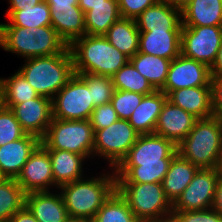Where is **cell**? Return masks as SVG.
<instances>
[{
	"instance_id": "1f68e13d",
	"label": "cell",
	"mask_w": 222,
	"mask_h": 222,
	"mask_svg": "<svg viewBox=\"0 0 222 222\" xmlns=\"http://www.w3.org/2000/svg\"><path fill=\"white\" fill-rule=\"evenodd\" d=\"M26 205V193L15 178H7L0 184V222L9 219Z\"/></svg>"
},
{
	"instance_id": "7402d4cb",
	"label": "cell",
	"mask_w": 222,
	"mask_h": 222,
	"mask_svg": "<svg viewBox=\"0 0 222 222\" xmlns=\"http://www.w3.org/2000/svg\"><path fill=\"white\" fill-rule=\"evenodd\" d=\"M51 26L69 46L86 34L84 12L79 6L50 8Z\"/></svg>"
},
{
	"instance_id": "9a60e30c",
	"label": "cell",
	"mask_w": 222,
	"mask_h": 222,
	"mask_svg": "<svg viewBox=\"0 0 222 222\" xmlns=\"http://www.w3.org/2000/svg\"><path fill=\"white\" fill-rule=\"evenodd\" d=\"M26 194L49 191L54 185L49 152L40 144L28 158L21 173L16 178Z\"/></svg>"
},
{
	"instance_id": "8992f818",
	"label": "cell",
	"mask_w": 222,
	"mask_h": 222,
	"mask_svg": "<svg viewBox=\"0 0 222 222\" xmlns=\"http://www.w3.org/2000/svg\"><path fill=\"white\" fill-rule=\"evenodd\" d=\"M24 61L18 70L39 95L51 100L75 74L69 49L57 55L31 57Z\"/></svg>"
},
{
	"instance_id": "ee69618b",
	"label": "cell",
	"mask_w": 222,
	"mask_h": 222,
	"mask_svg": "<svg viewBox=\"0 0 222 222\" xmlns=\"http://www.w3.org/2000/svg\"><path fill=\"white\" fill-rule=\"evenodd\" d=\"M10 7L8 10H24L32 8L42 0H8Z\"/></svg>"
},
{
	"instance_id": "f35d334b",
	"label": "cell",
	"mask_w": 222,
	"mask_h": 222,
	"mask_svg": "<svg viewBox=\"0 0 222 222\" xmlns=\"http://www.w3.org/2000/svg\"><path fill=\"white\" fill-rule=\"evenodd\" d=\"M176 222H222V217L212 208L206 210L172 213Z\"/></svg>"
},
{
	"instance_id": "7dc6e473",
	"label": "cell",
	"mask_w": 222,
	"mask_h": 222,
	"mask_svg": "<svg viewBox=\"0 0 222 222\" xmlns=\"http://www.w3.org/2000/svg\"><path fill=\"white\" fill-rule=\"evenodd\" d=\"M105 0H79L78 6L85 13L90 10V6L98 5L99 3H104Z\"/></svg>"
},
{
	"instance_id": "5bb4252c",
	"label": "cell",
	"mask_w": 222,
	"mask_h": 222,
	"mask_svg": "<svg viewBox=\"0 0 222 222\" xmlns=\"http://www.w3.org/2000/svg\"><path fill=\"white\" fill-rule=\"evenodd\" d=\"M10 108L27 134L42 139L53 119L52 100L39 95L37 98L16 105H2Z\"/></svg>"
},
{
	"instance_id": "ab89813d",
	"label": "cell",
	"mask_w": 222,
	"mask_h": 222,
	"mask_svg": "<svg viewBox=\"0 0 222 222\" xmlns=\"http://www.w3.org/2000/svg\"><path fill=\"white\" fill-rule=\"evenodd\" d=\"M158 0H118L121 18L136 19L146 8Z\"/></svg>"
},
{
	"instance_id": "603a6c76",
	"label": "cell",
	"mask_w": 222,
	"mask_h": 222,
	"mask_svg": "<svg viewBox=\"0 0 222 222\" xmlns=\"http://www.w3.org/2000/svg\"><path fill=\"white\" fill-rule=\"evenodd\" d=\"M135 21L140 32H150L153 28L182 29L181 11L160 2L146 8Z\"/></svg>"
},
{
	"instance_id": "816d5d0a",
	"label": "cell",
	"mask_w": 222,
	"mask_h": 222,
	"mask_svg": "<svg viewBox=\"0 0 222 222\" xmlns=\"http://www.w3.org/2000/svg\"><path fill=\"white\" fill-rule=\"evenodd\" d=\"M191 0H178V9L181 11L184 7H186Z\"/></svg>"
},
{
	"instance_id": "6da1fadb",
	"label": "cell",
	"mask_w": 222,
	"mask_h": 222,
	"mask_svg": "<svg viewBox=\"0 0 222 222\" xmlns=\"http://www.w3.org/2000/svg\"><path fill=\"white\" fill-rule=\"evenodd\" d=\"M177 147L158 134H140L127 155L113 169L116 184L162 183Z\"/></svg>"
},
{
	"instance_id": "7a4b0ae2",
	"label": "cell",
	"mask_w": 222,
	"mask_h": 222,
	"mask_svg": "<svg viewBox=\"0 0 222 222\" xmlns=\"http://www.w3.org/2000/svg\"><path fill=\"white\" fill-rule=\"evenodd\" d=\"M68 47L76 74L112 77L130 61V58L111 45L104 35L85 34Z\"/></svg>"
},
{
	"instance_id": "bcb514c9",
	"label": "cell",
	"mask_w": 222,
	"mask_h": 222,
	"mask_svg": "<svg viewBox=\"0 0 222 222\" xmlns=\"http://www.w3.org/2000/svg\"><path fill=\"white\" fill-rule=\"evenodd\" d=\"M50 8L78 6L79 0H46Z\"/></svg>"
},
{
	"instance_id": "c3c4849f",
	"label": "cell",
	"mask_w": 222,
	"mask_h": 222,
	"mask_svg": "<svg viewBox=\"0 0 222 222\" xmlns=\"http://www.w3.org/2000/svg\"><path fill=\"white\" fill-rule=\"evenodd\" d=\"M139 222H176V220L173 215H170L161 219L144 220V221H139Z\"/></svg>"
},
{
	"instance_id": "d590c367",
	"label": "cell",
	"mask_w": 222,
	"mask_h": 222,
	"mask_svg": "<svg viewBox=\"0 0 222 222\" xmlns=\"http://www.w3.org/2000/svg\"><path fill=\"white\" fill-rule=\"evenodd\" d=\"M25 134L10 108L0 104V146L18 140Z\"/></svg>"
},
{
	"instance_id": "d6a6232c",
	"label": "cell",
	"mask_w": 222,
	"mask_h": 222,
	"mask_svg": "<svg viewBox=\"0 0 222 222\" xmlns=\"http://www.w3.org/2000/svg\"><path fill=\"white\" fill-rule=\"evenodd\" d=\"M111 79L117 90L132 91L142 95L155 91L150 82L138 72L130 61L122 66Z\"/></svg>"
},
{
	"instance_id": "d6986e66",
	"label": "cell",
	"mask_w": 222,
	"mask_h": 222,
	"mask_svg": "<svg viewBox=\"0 0 222 222\" xmlns=\"http://www.w3.org/2000/svg\"><path fill=\"white\" fill-rule=\"evenodd\" d=\"M167 100L198 119L214 116L212 111L211 86L173 90L167 95Z\"/></svg>"
},
{
	"instance_id": "2e32d148",
	"label": "cell",
	"mask_w": 222,
	"mask_h": 222,
	"mask_svg": "<svg viewBox=\"0 0 222 222\" xmlns=\"http://www.w3.org/2000/svg\"><path fill=\"white\" fill-rule=\"evenodd\" d=\"M197 120L198 118L191 113L166 100L162 106L154 133L171 140L177 146L187 137Z\"/></svg>"
},
{
	"instance_id": "db71d44e",
	"label": "cell",
	"mask_w": 222,
	"mask_h": 222,
	"mask_svg": "<svg viewBox=\"0 0 222 222\" xmlns=\"http://www.w3.org/2000/svg\"><path fill=\"white\" fill-rule=\"evenodd\" d=\"M6 179H7L6 176L0 170V184Z\"/></svg>"
},
{
	"instance_id": "7bdbcfd3",
	"label": "cell",
	"mask_w": 222,
	"mask_h": 222,
	"mask_svg": "<svg viewBox=\"0 0 222 222\" xmlns=\"http://www.w3.org/2000/svg\"><path fill=\"white\" fill-rule=\"evenodd\" d=\"M211 208L222 217V180L220 178L216 184L214 200Z\"/></svg>"
},
{
	"instance_id": "3957f363",
	"label": "cell",
	"mask_w": 222,
	"mask_h": 222,
	"mask_svg": "<svg viewBox=\"0 0 222 222\" xmlns=\"http://www.w3.org/2000/svg\"><path fill=\"white\" fill-rule=\"evenodd\" d=\"M70 217L94 219L98 210L116 191L115 172L82 178L59 187Z\"/></svg>"
},
{
	"instance_id": "8d00e7d4",
	"label": "cell",
	"mask_w": 222,
	"mask_h": 222,
	"mask_svg": "<svg viewBox=\"0 0 222 222\" xmlns=\"http://www.w3.org/2000/svg\"><path fill=\"white\" fill-rule=\"evenodd\" d=\"M143 97L144 95L139 93L115 89L110 103L113 105L119 119L128 120Z\"/></svg>"
},
{
	"instance_id": "ffe728a7",
	"label": "cell",
	"mask_w": 222,
	"mask_h": 222,
	"mask_svg": "<svg viewBox=\"0 0 222 222\" xmlns=\"http://www.w3.org/2000/svg\"><path fill=\"white\" fill-rule=\"evenodd\" d=\"M26 206L38 222H66L69 217L61 193H28Z\"/></svg>"
},
{
	"instance_id": "b9f144b4",
	"label": "cell",
	"mask_w": 222,
	"mask_h": 222,
	"mask_svg": "<svg viewBox=\"0 0 222 222\" xmlns=\"http://www.w3.org/2000/svg\"><path fill=\"white\" fill-rule=\"evenodd\" d=\"M8 222H38L32 212L25 205L21 210L16 212Z\"/></svg>"
},
{
	"instance_id": "836d02e7",
	"label": "cell",
	"mask_w": 222,
	"mask_h": 222,
	"mask_svg": "<svg viewBox=\"0 0 222 222\" xmlns=\"http://www.w3.org/2000/svg\"><path fill=\"white\" fill-rule=\"evenodd\" d=\"M94 220L96 222H139L127 201L117 190L98 210Z\"/></svg>"
},
{
	"instance_id": "52a82bcc",
	"label": "cell",
	"mask_w": 222,
	"mask_h": 222,
	"mask_svg": "<svg viewBox=\"0 0 222 222\" xmlns=\"http://www.w3.org/2000/svg\"><path fill=\"white\" fill-rule=\"evenodd\" d=\"M94 134L90 120L53 118L47 133L41 139V145L46 150H66L85 158H93Z\"/></svg>"
},
{
	"instance_id": "f6af8a7d",
	"label": "cell",
	"mask_w": 222,
	"mask_h": 222,
	"mask_svg": "<svg viewBox=\"0 0 222 222\" xmlns=\"http://www.w3.org/2000/svg\"><path fill=\"white\" fill-rule=\"evenodd\" d=\"M211 77L222 76V42L219 47L215 62L210 67Z\"/></svg>"
},
{
	"instance_id": "9c48e42d",
	"label": "cell",
	"mask_w": 222,
	"mask_h": 222,
	"mask_svg": "<svg viewBox=\"0 0 222 222\" xmlns=\"http://www.w3.org/2000/svg\"><path fill=\"white\" fill-rule=\"evenodd\" d=\"M95 106L86 74H74L52 99L53 118L61 120H89Z\"/></svg>"
},
{
	"instance_id": "83f0119b",
	"label": "cell",
	"mask_w": 222,
	"mask_h": 222,
	"mask_svg": "<svg viewBox=\"0 0 222 222\" xmlns=\"http://www.w3.org/2000/svg\"><path fill=\"white\" fill-rule=\"evenodd\" d=\"M120 18L118 0H105L90 6V10L84 13L86 34L104 35Z\"/></svg>"
},
{
	"instance_id": "e575fe53",
	"label": "cell",
	"mask_w": 222,
	"mask_h": 222,
	"mask_svg": "<svg viewBox=\"0 0 222 222\" xmlns=\"http://www.w3.org/2000/svg\"><path fill=\"white\" fill-rule=\"evenodd\" d=\"M86 85L95 107L111 102L115 87L110 76L86 74Z\"/></svg>"
},
{
	"instance_id": "5b68a950",
	"label": "cell",
	"mask_w": 222,
	"mask_h": 222,
	"mask_svg": "<svg viewBox=\"0 0 222 222\" xmlns=\"http://www.w3.org/2000/svg\"><path fill=\"white\" fill-rule=\"evenodd\" d=\"M177 154L199 168H218L222 157V119H198L177 146Z\"/></svg>"
},
{
	"instance_id": "ba28073f",
	"label": "cell",
	"mask_w": 222,
	"mask_h": 222,
	"mask_svg": "<svg viewBox=\"0 0 222 222\" xmlns=\"http://www.w3.org/2000/svg\"><path fill=\"white\" fill-rule=\"evenodd\" d=\"M116 190L139 221L161 219L173 213L162 183L116 184Z\"/></svg>"
},
{
	"instance_id": "7c38bea8",
	"label": "cell",
	"mask_w": 222,
	"mask_h": 222,
	"mask_svg": "<svg viewBox=\"0 0 222 222\" xmlns=\"http://www.w3.org/2000/svg\"><path fill=\"white\" fill-rule=\"evenodd\" d=\"M218 180L217 168H199L190 184L172 204V212L210 209Z\"/></svg>"
},
{
	"instance_id": "4dcf8cb0",
	"label": "cell",
	"mask_w": 222,
	"mask_h": 222,
	"mask_svg": "<svg viewBox=\"0 0 222 222\" xmlns=\"http://www.w3.org/2000/svg\"><path fill=\"white\" fill-rule=\"evenodd\" d=\"M50 6L46 1H41L32 8L24 10H8L6 16L9 23H0V26H19L39 28L51 26Z\"/></svg>"
},
{
	"instance_id": "4fadbf2b",
	"label": "cell",
	"mask_w": 222,
	"mask_h": 222,
	"mask_svg": "<svg viewBox=\"0 0 222 222\" xmlns=\"http://www.w3.org/2000/svg\"><path fill=\"white\" fill-rule=\"evenodd\" d=\"M211 78L208 65L180 54L171 60L161 91L168 95L171 91L181 88L211 86Z\"/></svg>"
},
{
	"instance_id": "4316f807",
	"label": "cell",
	"mask_w": 222,
	"mask_h": 222,
	"mask_svg": "<svg viewBox=\"0 0 222 222\" xmlns=\"http://www.w3.org/2000/svg\"><path fill=\"white\" fill-rule=\"evenodd\" d=\"M140 31L134 19L120 18L104 34L111 45L129 58L139 50Z\"/></svg>"
},
{
	"instance_id": "44dd1931",
	"label": "cell",
	"mask_w": 222,
	"mask_h": 222,
	"mask_svg": "<svg viewBox=\"0 0 222 222\" xmlns=\"http://www.w3.org/2000/svg\"><path fill=\"white\" fill-rule=\"evenodd\" d=\"M167 95L161 90H155L153 93L144 95L141 103L128 119L129 123L139 134L154 133L161 109Z\"/></svg>"
},
{
	"instance_id": "f5cc1de1",
	"label": "cell",
	"mask_w": 222,
	"mask_h": 222,
	"mask_svg": "<svg viewBox=\"0 0 222 222\" xmlns=\"http://www.w3.org/2000/svg\"><path fill=\"white\" fill-rule=\"evenodd\" d=\"M218 171H219V178L222 180V157L219 161V165H218Z\"/></svg>"
},
{
	"instance_id": "d4e9b609",
	"label": "cell",
	"mask_w": 222,
	"mask_h": 222,
	"mask_svg": "<svg viewBox=\"0 0 222 222\" xmlns=\"http://www.w3.org/2000/svg\"><path fill=\"white\" fill-rule=\"evenodd\" d=\"M199 167L181 158L172 159L162 185L166 198L173 204L192 181Z\"/></svg>"
},
{
	"instance_id": "277c9868",
	"label": "cell",
	"mask_w": 222,
	"mask_h": 222,
	"mask_svg": "<svg viewBox=\"0 0 222 222\" xmlns=\"http://www.w3.org/2000/svg\"><path fill=\"white\" fill-rule=\"evenodd\" d=\"M0 47L25 59L57 55L69 47L52 26H0Z\"/></svg>"
},
{
	"instance_id": "ac0fdd59",
	"label": "cell",
	"mask_w": 222,
	"mask_h": 222,
	"mask_svg": "<svg viewBox=\"0 0 222 222\" xmlns=\"http://www.w3.org/2000/svg\"><path fill=\"white\" fill-rule=\"evenodd\" d=\"M138 52L173 60L181 54V29L140 32Z\"/></svg>"
},
{
	"instance_id": "60d3db41",
	"label": "cell",
	"mask_w": 222,
	"mask_h": 222,
	"mask_svg": "<svg viewBox=\"0 0 222 222\" xmlns=\"http://www.w3.org/2000/svg\"><path fill=\"white\" fill-rule=\"evenodd\" d=\"M211 99L213 115L222 119V76L211 78Z\"/></svg>"
},
{
	"instance_id": "e0dca14e",
	"label": "cell",
	"mask_w": 222,
	"mask_h": 222,
	"mask_svg": "<svg viewBox=\"0 0 222 222\" xmlns=\"http://www.w3.org/2000/svg\"><path fill=\"white\" fill-rule=\"evenodd\" d=\"M41 144V139L32 134L0 146V170L6 178H17L28 158Z\"/></svg>"
},
{
	"instance_id": "8fae6325",
	"label": "cell",
	"mask_w": 222,
	"mask_h": 222,
	"mask_svg": "<svg viewBox=\"0 0 222 222\" xmlns=\"http://www.w3.org/2000/svg\"><path fill=\"white\" fill-rule=\"evenodd\" d=\"M222 42V26H182L181 54L209 67Z\"/></svg>"
},
{
	"instance_id": "f546056e",
	"label": "cell",
	"mask_w": 222,
	"mask_h": 222,
	"mask_svg": "<svg viewBox=\"0 0 222 222\" xmlns=\"http://www.w3.org/2000/svg\"><path fill=\"white\" fill-rule=\"evenodd\" d=\"M38 96L19 70L6 79L0 78L1 105H16Z\"/></svg>"
},
{
	"instance_id": "74e56055",
	"label": "cell",
	"mask_w": 222,
	"mask_h": 222,
	"mask_svg": "<svg viewBox=\"0 0 222 222\" xmlns=\"http://www.w3.org/2000/svg\"><path fill=\"white\" fill-rule=\"evenodd\" d=\"M116 111L111 103L96 106L91 114L90 123L94 132L108 127L118 120Z\"/></svg>"
},
{
	"instance_id": "f1b7e54d",
	"label": "cell",
	"mask_w": 222,
	"mask_h": 222,
	"mask_svg": "<svg viewBox=\"0 0 222 222\" xmlns=\"http://www.w3.org/2000/svg\"><path fill=\"white\" fill-rule=\"evenodd\" d=\"M130 62L155 90H161L166 82L171 60L137 52Z\"/></svg>"
},
{
	"instance_id": "f907efd6",
	"label": "cell",
	"mask_w": 222,
	"mask_h": 222,
	"mask_svg": "<svg viewBox=\"0 0 222 222\" xmlns=\"http://www.w3.org/2000/svg\"><path fill=\"white\" fill-rule=\"evenodd\" d=\"M66 222H90V219L69 216Z\"/></svg>"
},
{
	"instance_id": "cb8c5ba5",
	"label": "cell",
	"mask_w": 222,
	"mask_h": 222,
	"mask_svg": "<svg viewBox=\"0 0 222 222\" xmlns=\"http://www.w3.org/2000/svg\"><path fill=\"white\" fill-rule=\"evenodd\" d=\"M49 152L54 184L60 186L80 180L83 176V155H78L66 150H47Z\"/></svg>"
},
{
	"instance_id": "30bf717a",
	"label": "cell",
	"mask_w": 222,
	"mask_h": 222,
	"mask_svg": "<svg viewBox=\"0 0 222 222\" xmlns=\"http://www.w3.org/2000/svg\"><path fill=\"white\" fill-rule=\"evenodd\" d=\"M139 133L128 120L118 119L106 128L96 130L94 134L93 155L108 160L114 169L135 144Z\"/></svg>"
},
{
	"instance_id": "484cf974",
	"label": "cell",
	"mask_w": 222,
	"mask_h": 222,
	"mask_svg": "<svg viewBox=\"0 0 222 222\" xmlns=\"http://www.w3.org/2000/svg\"><path fill=\"white\" fill-rule=\"evenodd\" d=\"M181 18L182 26H222V0H191Z\"/></svg>"
},
{
	"instance_id": "681fc988",
	"label": "cell",
	"mask_w": 222,
	"mask_h": 222,
	"mask_svg": "<svg viewBox=\"0 0 222 222\" xmlns=\"http://www.w3.org/2000/svg\"><path fill=\"white\" fill-rule=\"evenodd\" d=\"M160 3L173 6L178 9V0H158Z\"/></svg>"
}]
</instances>
